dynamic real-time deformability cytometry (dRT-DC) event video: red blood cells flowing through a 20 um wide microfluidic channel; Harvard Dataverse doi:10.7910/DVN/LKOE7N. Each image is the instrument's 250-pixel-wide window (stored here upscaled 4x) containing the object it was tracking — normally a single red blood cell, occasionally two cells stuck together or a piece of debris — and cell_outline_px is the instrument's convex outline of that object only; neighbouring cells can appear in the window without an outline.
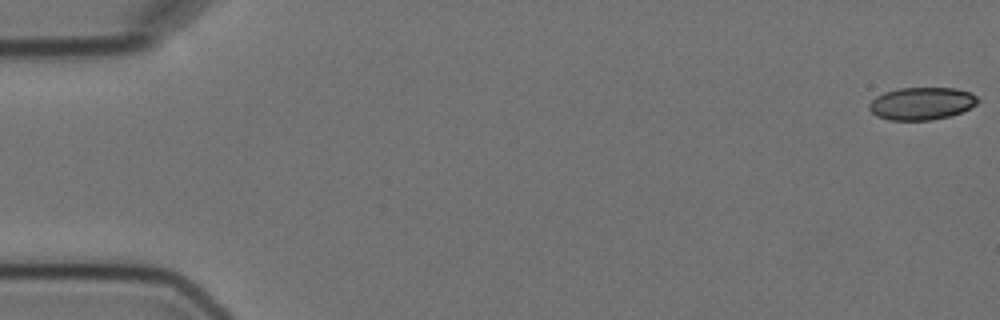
{"species": "Egyptian fruit bat (a non-hibernating species)", "species_latin": "Rousettus aegyptiacus", "temperature_condition": "cold", "stored_images_in_passage": 5, "camera_frame_rate_fps": 3000, "um_per_image_px": 0.085, "animal": {"sex": "female"}, "frame": {"image": 1, "passage_image": 1, "time_ms": 0.0, "image_size_px": [1000, 320], "cell_outline_px": [[980, 100], [976, 104], [960, 112], [948, 116], [932, 120], [888, 120], [876, 116], [868, 108], [868, 104], [876, 96], [884, 92], [900, 88], [956, 88], [972, 92]], "centroid_in_image_um": [78.32, 8.79], "position_along_channel_um": 6.7, "area_um2": 20.63}}